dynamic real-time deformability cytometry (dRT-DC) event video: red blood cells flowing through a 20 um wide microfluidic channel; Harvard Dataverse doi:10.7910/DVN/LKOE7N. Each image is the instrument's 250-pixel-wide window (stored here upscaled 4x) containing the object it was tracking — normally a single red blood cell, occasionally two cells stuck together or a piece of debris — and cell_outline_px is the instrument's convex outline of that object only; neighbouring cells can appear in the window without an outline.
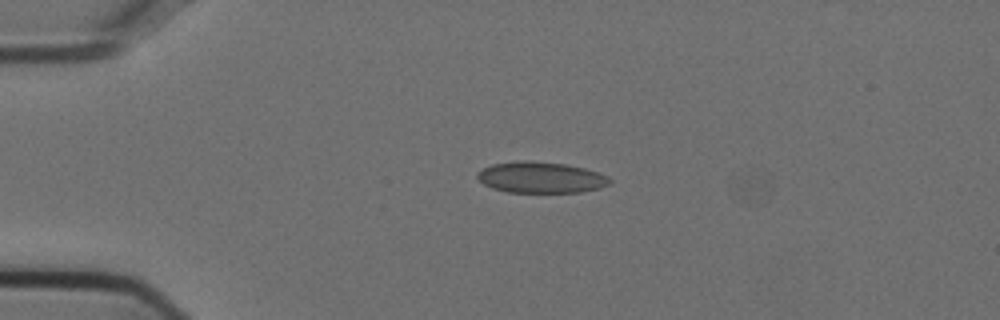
{"species": "Egyptian fruit bat (a non-hibernating species)", "species_latin": "Rousettus aegyptiacus", "temperature_condition": "cold", "stored_images_in_passage": 4, "camera_frame_rate_fps": 3000, "um_per_image_px": 0.085, "animal": {"sex": "female"}, "frame": {"image": 1, "passage_image": 1, "time_ms": 0.0, "image_size_px": [1000, 320], "cell_outline_px": [[612, 184], [600, 188], [580, 192], [508, 192], [492, 188], [484, 184], [476, 176], [476, 172], [492, 164], [516, 160], [528, 160], [564, 164], [584, 168], [608, 176], [612, 180]], "centroid_in_image_um": [45.97, 15.08], "position_along_channel_um": 39.0, "area_um2": 24.1}}